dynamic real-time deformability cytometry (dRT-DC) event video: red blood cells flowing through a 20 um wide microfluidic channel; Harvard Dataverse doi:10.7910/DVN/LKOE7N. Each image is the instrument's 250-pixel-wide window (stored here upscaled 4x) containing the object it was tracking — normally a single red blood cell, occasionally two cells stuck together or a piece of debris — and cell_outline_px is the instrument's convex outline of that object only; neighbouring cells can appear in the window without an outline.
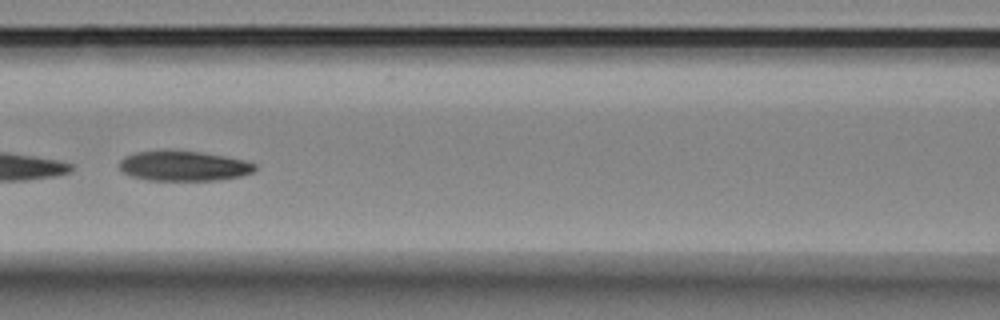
{"species": "Egyptian fruit bat (a non-hibernating species)", "species_latin": "Rousettus aegyptiacus", "temperature_condition": "room temperature", "stored_images_in_passage": 17, "camera_frame_rate_fps": 3000, "um_per_image_px": 0.085, "animal": {"sex": "female"}, "frame": {"image": 1, "passage_image": 12, "time_ms": 3.667, "image_size_px": [1000, 320], "cell_outline_px": [[256, 168], [252, 172], [240, 176], [216, 180], [148, 180], [132, 176], [124, 172], [120, 168], [120, 160], [124, 156], [136, 152], [168, 148], [200, 152], [224, 156], [244, 160], [256, 164]], "centroid_in_image_um": [15.57, 14.07], "position_along_channel_um": 151.0, "area_um2": 23.99}}